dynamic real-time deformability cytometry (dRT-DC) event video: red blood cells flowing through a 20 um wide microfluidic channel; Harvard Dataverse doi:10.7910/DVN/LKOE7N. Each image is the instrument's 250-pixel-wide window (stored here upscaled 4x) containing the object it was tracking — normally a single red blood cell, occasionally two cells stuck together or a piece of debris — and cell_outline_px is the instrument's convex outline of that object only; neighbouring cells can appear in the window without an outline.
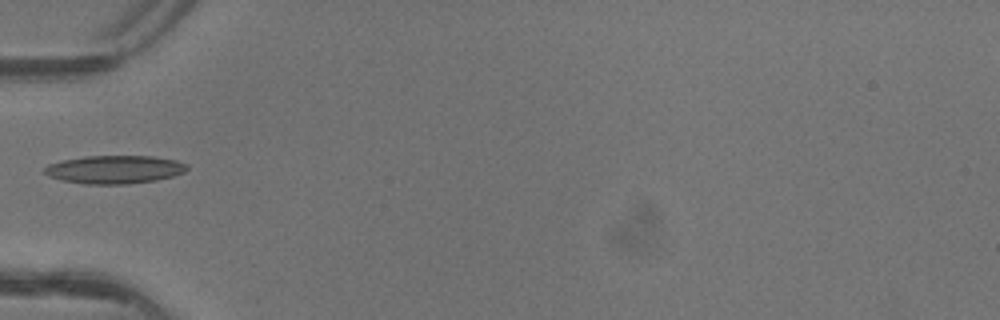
{"species": "common noctule bat (a hibernating species)", "species_latin": "Nyctalus noctula", "temperature_condition": "warm", "stored_images_in_passage": 1, "camera_frame_rate_fps": 3000, "um_per_image_px": 0.085, "animal": {"sex": "female"}, "frame": {"image": 1, "passage_image": 1, "time_ms": 0.0, "image_size_px": [1000, 320], "cell_outline_px": [[188, 168], [184, 172], [172, 176], [156, 180], [124, 184], [84, 184], [64, 180], [48, 176], [44, 172], [44, 168], [48, 164], [64, 160], [84, 156], [152, 156], [176, 160], [188, 164]], "centroid_in_image_um": [9.75, 14.4], "position_along_channel_um": 75.3, "area_um2": 23.29}}